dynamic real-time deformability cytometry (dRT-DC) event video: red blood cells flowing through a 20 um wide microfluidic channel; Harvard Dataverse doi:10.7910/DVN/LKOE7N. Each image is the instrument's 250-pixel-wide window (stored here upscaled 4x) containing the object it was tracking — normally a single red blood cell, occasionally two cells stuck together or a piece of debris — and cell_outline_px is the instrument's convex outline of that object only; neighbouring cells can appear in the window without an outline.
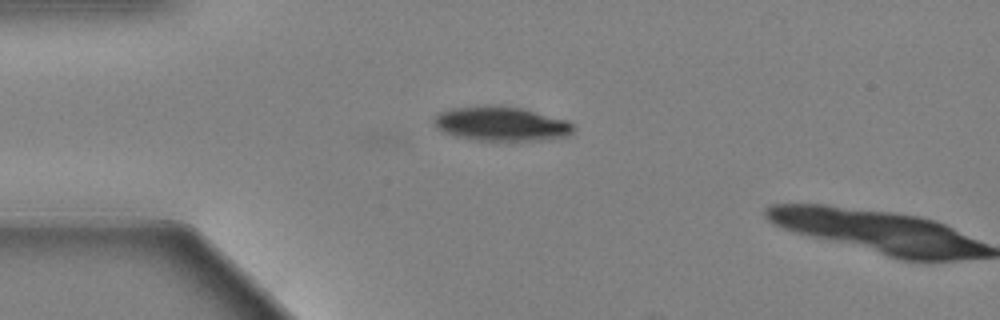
{"species": "Egyptian fruit bat (a non-hibernating species)", "species_latin": "Rousettus aegyptiacus", "temperature_condition": "warm", "stored_images_in_passage": 2, "camera_frame_rate_fps": 3000, "um_per_image_px": 0.085, "animal": {"sex": "female"}, "frame": {"image": 1, "passage_image": 1, "time_ms": 0.0, "image_size_px": [1000, 320], "cell_outline_px": [[576, 132], [568, 136], [540, 140], [480, 140], [456, 136], [444, 132], [436, 128], [432, 120], [432, 116], [440, 112], [452, 108], [484, 104], [496, 104], [524, 108], [568, 120], [576, 128]], "centroid_in_image_um": [42.61, 10.49], "position_along_channel_um": 42.4, "area_um2": 28.5}}